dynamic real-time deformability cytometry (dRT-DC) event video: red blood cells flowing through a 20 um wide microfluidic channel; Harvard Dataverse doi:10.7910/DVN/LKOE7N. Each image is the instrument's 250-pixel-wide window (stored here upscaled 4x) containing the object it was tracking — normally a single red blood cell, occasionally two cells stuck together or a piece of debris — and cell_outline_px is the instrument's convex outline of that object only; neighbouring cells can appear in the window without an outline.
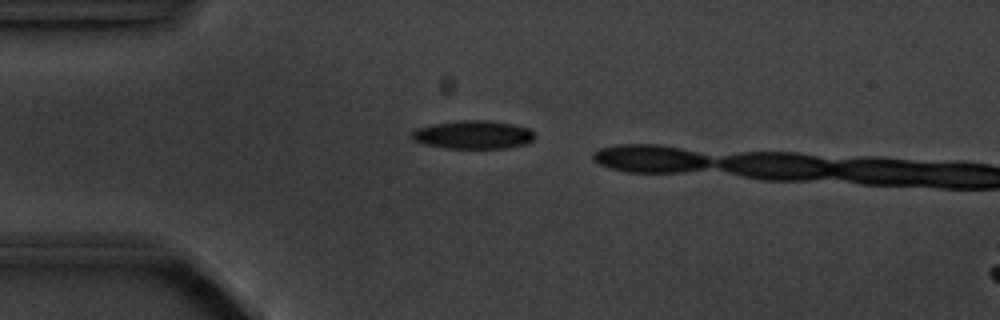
{"species": "common noctule bat (a hibernating species)", "species_latin": "Nyctalus noctula", "temperature_condition": "cold", "stored_images_in_passage": 5, "camera_frame_rate_fps": 3000, "um_per_image_px": 0.085, "animal": {"sex": "male", "body_mass_g": 20.1, "forearm_length_mm": 53.5}, "frame": {"image": 1, "passage_image": 4, "time_ms": 3.667, "image_size_px": [1000, 320], "cell_outline_px": [[536, 136], [528, 144], [504, 148], [444, 148], [424, 144], [412, 140], [412, 132], [416, 128], [432, 124], [460, 120], [488, 120], [512, 124], [528, 128]], "centroid_in_image_um": [40.21, 11.45], "position_along_channel_um": 44.8, "area_um2": 20.35}}